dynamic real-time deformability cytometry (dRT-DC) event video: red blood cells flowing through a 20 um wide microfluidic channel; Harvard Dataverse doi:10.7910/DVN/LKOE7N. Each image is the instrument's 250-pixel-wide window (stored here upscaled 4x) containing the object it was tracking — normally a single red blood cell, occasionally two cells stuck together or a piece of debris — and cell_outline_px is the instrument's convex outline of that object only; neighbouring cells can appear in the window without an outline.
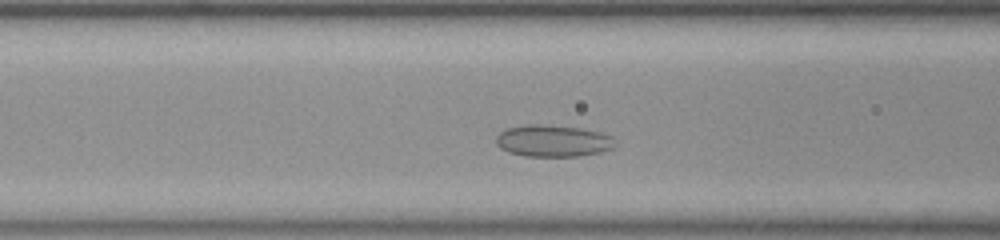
{"species": "common noctule bat (a hibernating species)", "species_latin": "Nyctalus noctula", "temperature_condition": "room temperature", "stored_images_in_passage": 19, "camera_frame_rate_fps": 3000, "um_per_image_px": 0.085, "animal": {"sex": "female", "body_mass_g": 23.0, "forearm_length_mm": 53.4}, "frame": {"image": 1, "passage_image": 8, "time_ms": 2.333, "image_size_px": [1000, 240], "cell_outline_px": [[616, 144], [612, 148], [600, 152], [580, 156], [524, 156], [508, 152], [500, 148], [496, 144], [496, 136], [504, 128], [528, 124], [536, 124], [580, 128], [600, 132], [612, 136], [616, 140]], "centroid_in_image_um": [46.99, 11.97], "position_along_channel_um": 119.6, "area_um2": 22.2}}
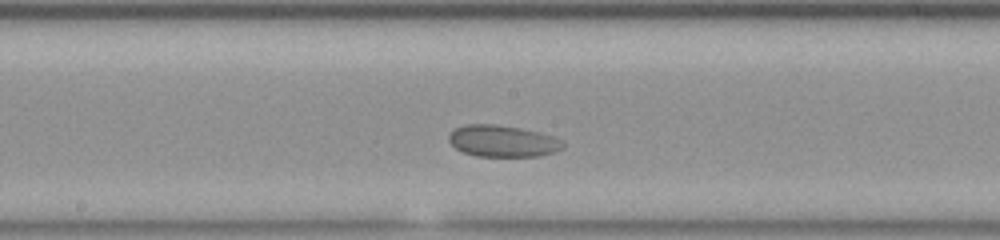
{"frame": {"image": 2, "passage_image": 15, "time_ms": 4.667, "image_size_px": [1000, 240], "cell_outline_px": [[564, 148], [556, 152], [540, 156], [476, 156], [464, 152], [456, 148], [448, 140], [448, 136], [456, 128], [468, 124], [496, 124], [520, 128], [540, 132], [556, 136], [564, 140]], "centroid_in_image_um": [42.8, 11.99], "position_along_channel_um": 205.4, "area_um2": 21.21}}
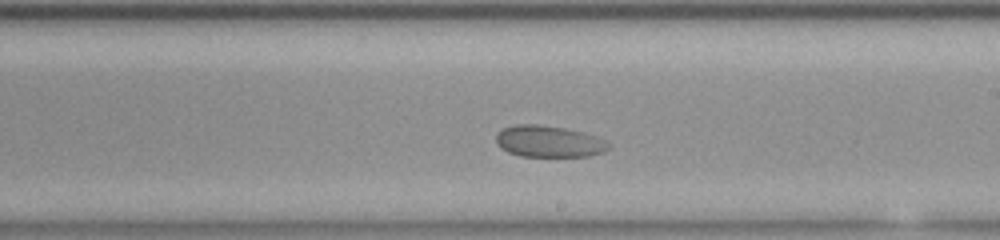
{"frame": {"image": 3, "passage_image": 18, "time_ms": 5.667, "image_size_px": [1000, 240], "cell_outline_px": [[612, 144], [604, 152], [588, 156], [520, 156], [508, 152], [500, 148], [496, 144], [496, 132], [504, 128], [516, 124], [540, 124], [564, 128], [584, 132], [608, 140]], "centroid_in_image_um": [46.66, 12.01], "position_along_channel_um": 242.3, "area_um2": 20.98}}